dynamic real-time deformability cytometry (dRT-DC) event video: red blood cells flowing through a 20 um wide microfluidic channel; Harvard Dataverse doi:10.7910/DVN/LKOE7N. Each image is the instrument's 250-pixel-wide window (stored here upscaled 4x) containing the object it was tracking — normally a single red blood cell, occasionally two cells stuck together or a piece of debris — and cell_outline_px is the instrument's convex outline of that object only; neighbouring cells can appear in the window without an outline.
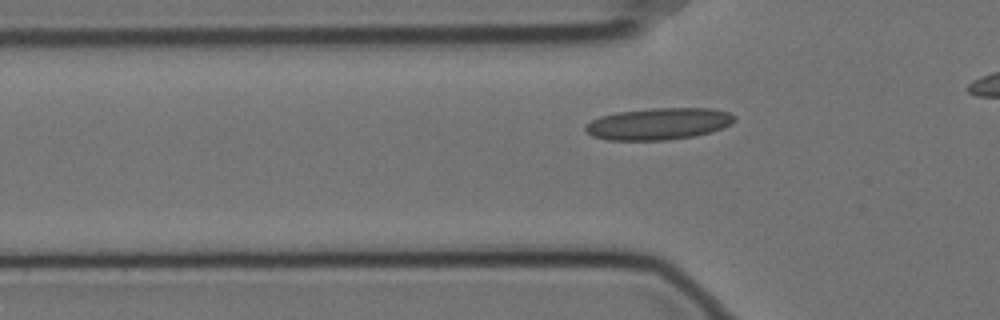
{"species": "Egyptian fruit bat (a non-hibernating species)", "species_latin": "Rousettus aegyptiacus", "temperature_condition": "cold", "stored_images_in_passage": 40, "camera_frame_rate_fps": 3000, "um_per_image_px": 0.085, "animal": {"sex": "female"}, "frame": {"image": 1, "passage_image": 12, "time_ms": 3.667, "image_size_px": [1000, 320], "cell_outline_px": [[736, 120], [732, 124], [712, 132], [692, 136], [668, 140], [608, 140], [592, 136], [584, 128], [584, 124], [600, 116], [616, 112], [652, 108], [712, 108], [728, 112], [736, 116]], "centroid_in_image_um": [55.99, 10.52], "position_along_channel_um": 69.8, "area_um2": 27.8}}
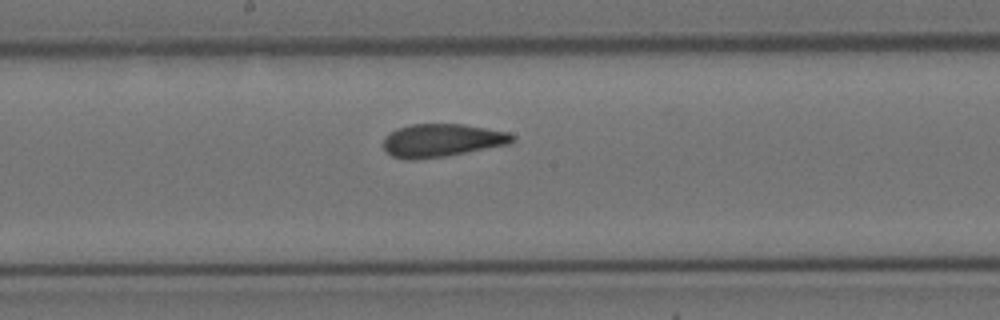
{"frame": {"image": 2, "passage_image": 24, "time_ms": 7.667, "image_size_px": [1000, 320], "cell_outline_px": [[516, 140], [508, 144], [448, 156], [416, 160], [408, 160], [392, 156], [384, 148], [384, 136], [396, 128], [412, 124], [464, 124], [508, 132], [516, 136]], "centroid_in_image_um": [37.56, 11.93], "position_along_channel_um": 210.6, "area_um2": 25.03}}
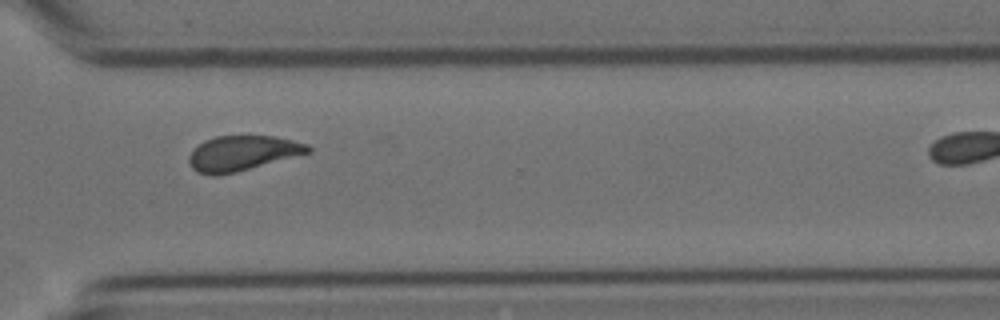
{"frame": {"image": 3, "passage_image": 36, "time_ms": 11.667, "image_size_px": [1000, 320], "cell_outline_px": [[312, 152], [236, 172], [216, 176], [208, 176], [196, 172], [192, 168], [188, 160], [188, 156], [204, 140], [216, 136], [276, 136], [308, 144], [312, 148]], "centroid_in_image_um": [20.6, 13.03], "position_along_channel_um": 350.0, "area_um2": 24.39}}